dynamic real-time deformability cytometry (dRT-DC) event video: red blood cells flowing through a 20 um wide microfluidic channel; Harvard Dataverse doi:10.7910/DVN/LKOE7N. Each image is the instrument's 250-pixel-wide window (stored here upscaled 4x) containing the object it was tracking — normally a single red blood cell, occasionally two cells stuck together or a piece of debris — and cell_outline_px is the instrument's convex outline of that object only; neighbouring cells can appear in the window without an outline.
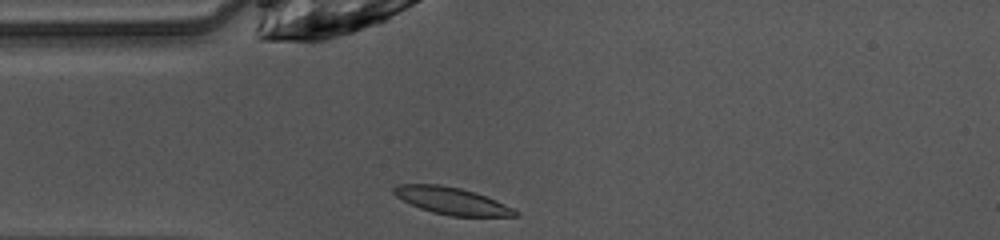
{"species": "common noctule bat (a hibernating species)", "species_latin": "Nyctalus noctula", "temperature_condition": "warm", "stored_images_in_passage": 4, "camera_frame_rate_fps": 3000, "um_per_image_px": 0.085, "animal": {"sex": "female", "body_mass_g": 10.0, "forearm_length_mm": 53.1}, "frame": {"image": 1, "passage_image": 1, "time_ms": 0.0, "image_size_px": [1000, 240], "cell_outline_px": [[520, 212], [516, 216], [452, 216], [432, 212], [420, 208], [396, 196], [392, 192], [392, 188], [396, 184], [440, 184], [460, 188], [476, 192], [496, 200]], "centroid_in_image_um": [38.39, 17.06], "position_along_channel_um": 46.6, "area_um2": 19.07}}
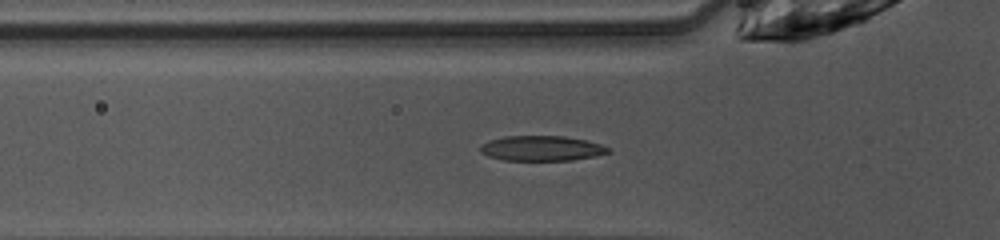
{"frame": {"image": 2, "passage_image": 4, "time_ms": 1.0, "image_size_px": [1000, 240], "cell_outline_px": [[612, 152], [572, 160], [504, 160], [488, 156], [480, 152], [480, 144], [488, 140], [504, 136], [564, 136], [588, 140], [612, 148]], "centroid_in_image_um": [46.04, 12.6], "position_along_channel_um": 79.8, "area_um2": 18.84}}